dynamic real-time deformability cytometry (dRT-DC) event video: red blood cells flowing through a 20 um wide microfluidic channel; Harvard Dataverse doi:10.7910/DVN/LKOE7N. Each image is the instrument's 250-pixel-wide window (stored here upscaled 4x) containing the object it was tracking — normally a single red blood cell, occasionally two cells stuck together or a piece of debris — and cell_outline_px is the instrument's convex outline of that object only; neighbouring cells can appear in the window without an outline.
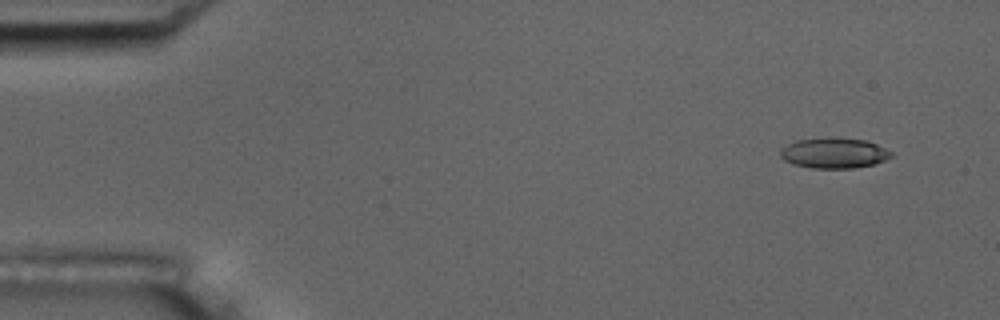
{"species": "common noctule bat (a hibernating species)", "species_latin": "Nyctalus noctula", "temperature_condition": "room temperature", "stored_images_in_passage": 53, "camera_frame_rate_fps": 3000, "um_per_image_px": 0.085, "animal": {"sex": "male", "body_mass_g": 17.5, "forearm_length_mm": 52.3}, "frame": {"image": 1, "passage_image": 4, "time_ms": 1.0, "image_size_px": [1000, 320], "cell_outline_px": [[892, 156], [884, 160], [872, 164], [852, 168], [812, 168], [792, 164], [784, 160], [780, 156], [780, 148], [796, 140], [832, 136], [864, 140], [876, 144], [892, 152]], "centroid_in_image_um": [70.84, 12.99], "position_along_channel_um": 14.2, "area_um2": 19.77}}
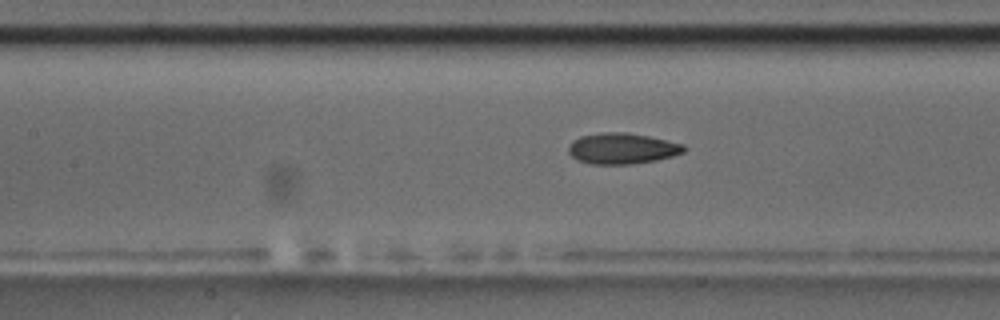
{"frame": {"image": 2, "passage_image": 24, "time_ms": 7.667, "image_size_px": [1000, 320], "cell_outline_px": [[688, 148], [684, 152], [672, 156], [656, 160], [632, 164], [592, 164], [580, 160], [572, 156], [568, 152], [568, 148], [572, 140], [580, 136], [600, 132], [628, 132], [648, 136], [684, 144]], "centroid_in_image_um": [52.89, 12.61], "position_along_channel_um": 154.5, "area_um2": 20.87}}
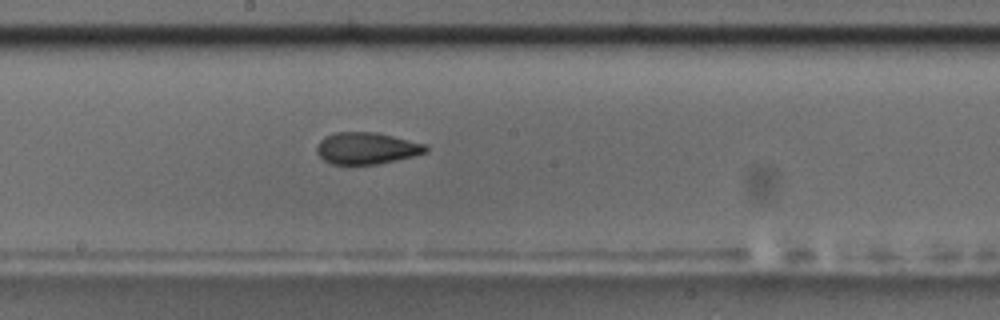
{"frame": {"image": 3, "passage_image": 29, "time_ms": 9.333, "image_size_px": [1000, 320], "cell_outline_px": [[428, 148], [424, 152], [412, 156], [380, 164], [332, 164], [324, 160], [316, 152], [316, 148], [320, 140], [324, 136], [336, 132], [376, 132], [428, 144]], "centroid_in_image_um": [31.15, 12.59], "position_along_channel_um": 217.1, "area_um2": 20.17}, "authors_computed_cell_mechanics": {"area_um2": 20.519, "velocity_mm_per_s": 3.7838, "shape_relaxation_time_tau1_ms": 4.6419, "shape_relaxation_time_tau2_ms": 2.728, "deformation_change_tau1": 0.151, "deformation_change_tau2": 0.0917}}